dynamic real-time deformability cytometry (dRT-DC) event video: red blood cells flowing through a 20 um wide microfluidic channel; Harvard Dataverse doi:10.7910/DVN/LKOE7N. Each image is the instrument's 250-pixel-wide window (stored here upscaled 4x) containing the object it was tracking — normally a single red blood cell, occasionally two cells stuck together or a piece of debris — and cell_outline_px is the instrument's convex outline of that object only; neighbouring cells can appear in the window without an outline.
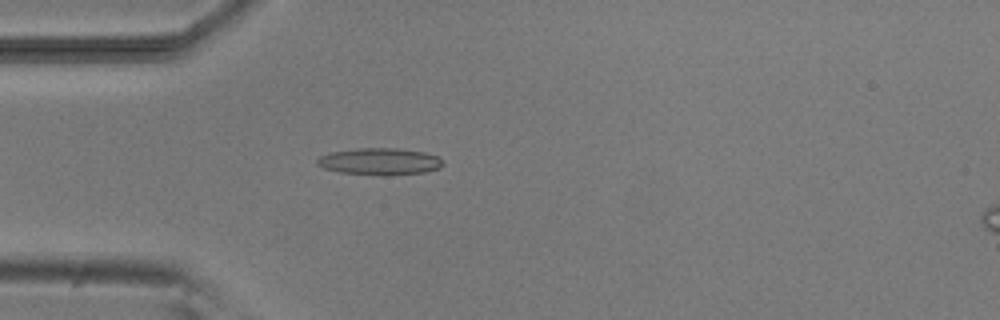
{"species": "common noctule bat (a hibernating species)", "species_latin": "Nyctalus noctula", "temperature_condition": "room temperature", "stored_images_in_passage": 39, "camera_frame_rate_fps": 3000, "um_per_image_px": 0.085, "animal": {"sex": "male", "body_mass_g": 20.5, "forearm_length_mm": 52.5}, "frame": {"image": 1, "passage_image": 1, "time_ms": 0.0, "image_size_px": [1000, 320], "cell_outline_px": [[444, 164], [440, 168], [424, 172], [384, 176], [340, 172], [324, 168], [316, 164], [316, 160], [320, 156], [332, 152], [356, 148], [400, 148], [424, 152], [440, 156], [444, 160]], "centroid_in_image_um": [32.32, 13.72], "position_along_channel_um": 52.7, "area_um2": 19.94}}
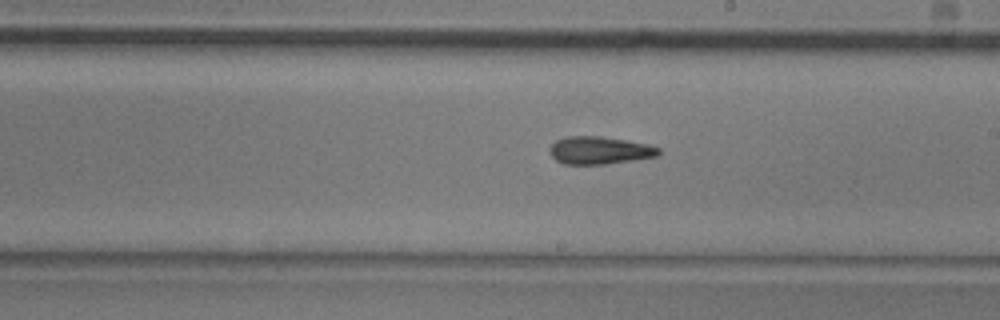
{"frame": {"image": 2, "passage_image": 16, "time_ms": 5.0, "image_size_px": [1000, 320], "cell_outline_px": [[660, 152], [656, 156], [632, 160], [604, 164], [564, 164], [556, 160], [548, 152], [552, 144], [556, 140], [568, 136], [600, 136], [648, 144], [660, 148]], "centroid_in_image_um": [50.93, 12.78], "position_along_channel_um": 238.1, "area_um2": 17.4}}
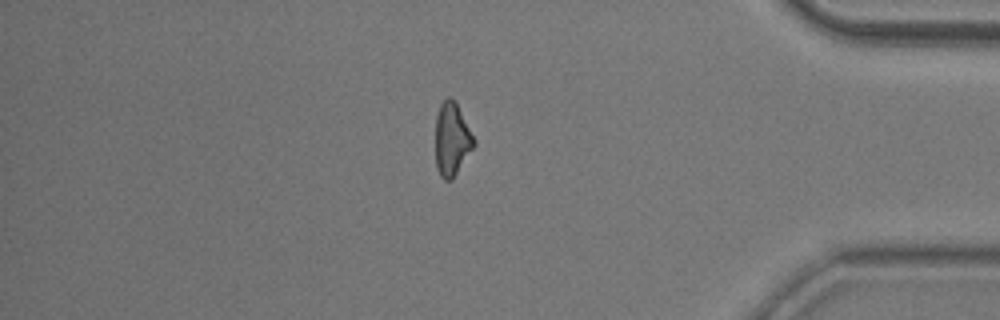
{"frame": {"image": 3, "passage_image": 31, "time_ms": 10.0, "image_size_px": [1000, 320], "cell_outline_px": [[476, 144], [452, 180], [444, 180], [440, 176], [436, 168], [436, 116], [440, 104], [448, 96], [452, 96], [456, 100], [476, 140]], "centroid_in_image_um": [38.42, 11.81], "position_along_channel_um": 396.8, "area_um2": 16.7}, "authors_computed_cell_mechanics": {"area_um2": 17.2244, "velocity_mm_per_s": 3.8249, "shape_relaxation_time_tau1_ms": null, "shape_relaxation_time_tau2_ms": 8.1104, "deformation_change_tau1": null, "deformation_change_tau2": 0.2153}}